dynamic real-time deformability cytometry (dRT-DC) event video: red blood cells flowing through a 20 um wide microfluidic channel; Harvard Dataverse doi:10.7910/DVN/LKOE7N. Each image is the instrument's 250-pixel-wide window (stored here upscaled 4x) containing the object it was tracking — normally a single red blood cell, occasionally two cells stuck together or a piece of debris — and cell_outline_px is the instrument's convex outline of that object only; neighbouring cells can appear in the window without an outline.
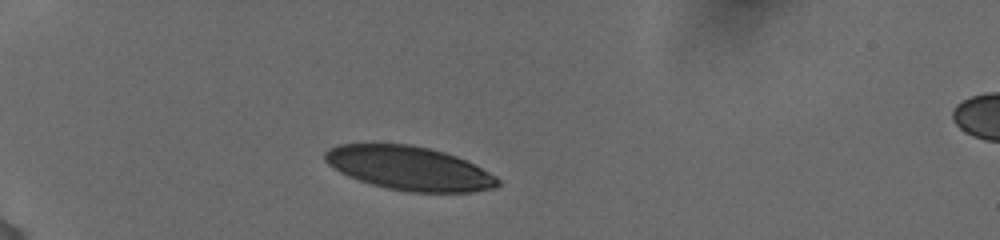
{"species": "human", "species_latin": "Homo sapiens", "temperature_condition": "cold", "stored_images_in_passage": 11, "camera_frame_rate_fps": 3000, "um_per_image_px": 0.085, "donor": {"sex": "female"}, "frame": {"image": 1, "passage_image": 1, "time_ms": 0.0, "image_size_px": [1000, 240], "cell_outline_px": [[500, 184], [496, 188], [472, 192], [408, 192], [388, 188], [372, 184], [348, 176], [340, 172], [328, 164], [324, 160], [324, 152], [328, 148], [340, 144], [412, 144], [444, 152], [468, 160], [496, 176], [500, 180]], "centroid_in_image_um": [34.81, 14.3], "position_along_channel_um": 50.2, "area_um2": 44.27}}
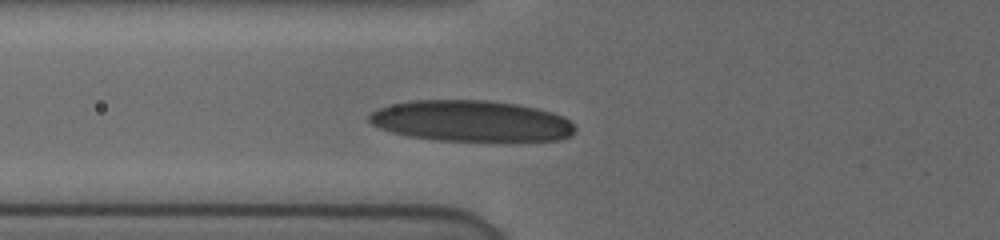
{"frame": {"image": 2, "passage_image": 9, "time_ms": 2.0, "image_size_px": [1000, 240], "cell_outline_px": [[576, 132], [572, 136], [556, 140], [436, 140], [408, 136], [392, 132], [380, 128], [372, 124], [368, 120], [368, 116], [372, 112], [380, 108], [392, 104], [416, 100], [488, 100], [516, 104], [536, 108], [552, 112], [568, 120], [576, 128]], "centroid_in_image_um": [40.05, 10.28], "position_along_channel_um": 85.8, "area_um2": 48.9}}